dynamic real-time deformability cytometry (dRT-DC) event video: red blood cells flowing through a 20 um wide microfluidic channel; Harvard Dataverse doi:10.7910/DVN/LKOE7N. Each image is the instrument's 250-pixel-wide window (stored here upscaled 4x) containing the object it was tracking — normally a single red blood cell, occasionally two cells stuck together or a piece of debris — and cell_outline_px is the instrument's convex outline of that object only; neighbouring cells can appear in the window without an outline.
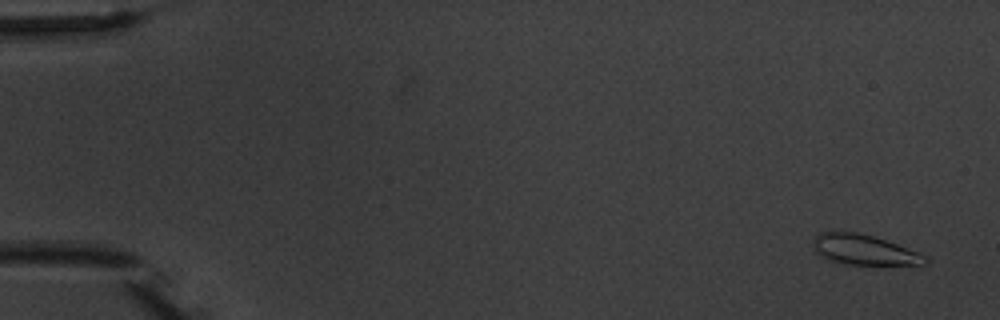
{"species": "common noctule bat (a hibernating species)", "species_latin": "Nyctalus noctula", "temperature_condition": "warm", "stored_images_in_passage": 8, "camera_frame_rate_fps": 3000, "um_per_image_px": 0.085, "animal": {"sex": "male", "body_mass_g": 20.1, "forearm_length_mm": 53.5}, "frame": {"image": 1, "passage_image": 1, "time_ms": 0.0, "image_size_px": [1000, 320], "cell_outline_px": [[928, 260], [924, 264], [844, 264], [828, 260], [820, 256], [816, 252], [812, 244], [816, 236], [820, 232], [856, 232], [872, 236], [920, 252]], "centroid_in_image_um": [73.4, 21.23], "position_along_channel_um": 11.6, "area_um2": 19.36}}
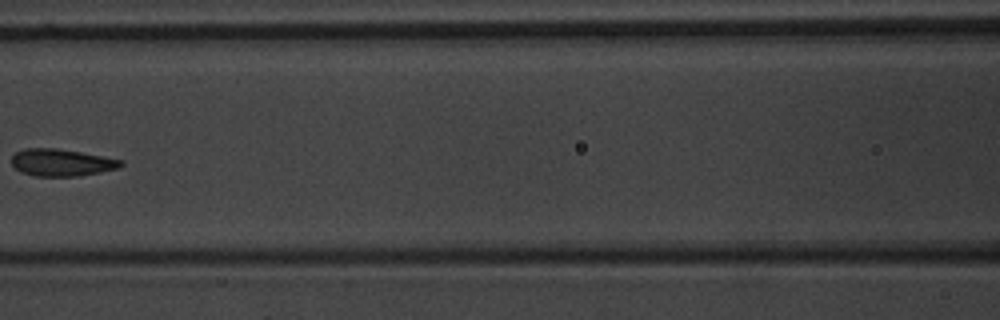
{"frame": {"image": 2, "passage_image": 7, "time_ms": 8.0, "image_size_px": [1000, 320], "cell_outline_px": [[124, 164], [116, 168], [100, 172], [76, 176], [36, 176], [20, 172], [12, 164], [12, 156], [16, 152], [24, 148], [56, 148], [104, 156], [124, 160]], "centroid_in_image_um": [5.22, 13.81], "position_along_channel_um": 161.4, "area_um2": 17.22}}
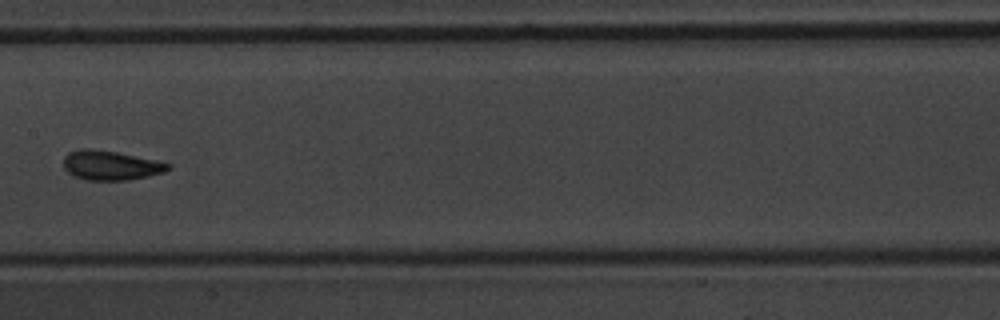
{"frame": {"image": 3, "passage_image": 8, "time_ms": 9.0, "image_size_px": [1000, 320], "cell_outline_px": [[172, 168], [164, 172], [148, 176], [128, 180], [88, 180], [72, 176], [64, 168], [64, 156], [68, 152], [80, 148], [92, 148], [116, 152], [172, 164]], "centroid_in_image_um": [9.38, 14.05], "position_along_channel_um": 198.0, "area_um2": 17.98}}